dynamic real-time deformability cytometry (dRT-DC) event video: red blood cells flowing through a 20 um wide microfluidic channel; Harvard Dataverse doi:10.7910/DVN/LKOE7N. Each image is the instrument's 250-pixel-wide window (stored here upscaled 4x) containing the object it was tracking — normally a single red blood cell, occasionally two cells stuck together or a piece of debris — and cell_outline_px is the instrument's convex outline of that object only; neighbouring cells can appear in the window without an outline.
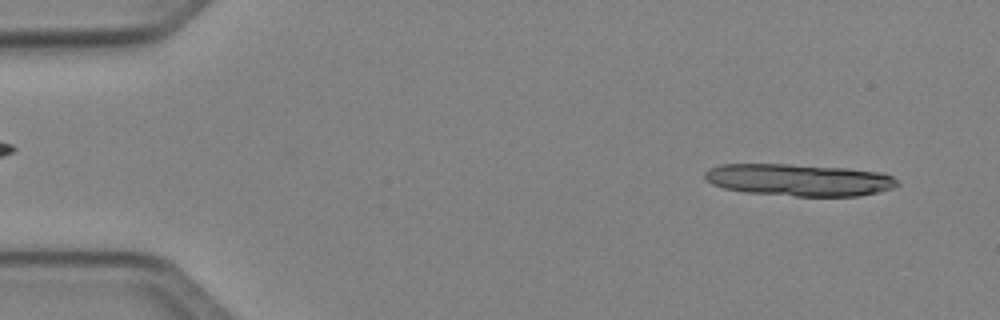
{"species": "Egyptian fruit bat (a non-hibernating species)", "species_latin": "Rousettus aegyptiacus", "temperature_condition": "cold", "stored_images_in_passage": 14, "camera_frame_rate_fps": 3000, "um_per_image_px": 0.085, "animal": {"sex": "female"}, "frame": {"image": 1, "passage_image": 4, "time_ms": 1.0, "image_size_px": [1000, 320], "cell_outline_px": [[900, 184], [896, 188], [860, 196], [796, 196], [744, 192], [724, 188], [712, 184], [704, 180], [704, 172], [708, 168], [720, 164], [788, 164], [848, 168], [884, 172], [892, 176]], "centroid_in_image_um": [67.93, 15.29], "position_along_channel_um": 17.1, "area_um2": 36.41}}